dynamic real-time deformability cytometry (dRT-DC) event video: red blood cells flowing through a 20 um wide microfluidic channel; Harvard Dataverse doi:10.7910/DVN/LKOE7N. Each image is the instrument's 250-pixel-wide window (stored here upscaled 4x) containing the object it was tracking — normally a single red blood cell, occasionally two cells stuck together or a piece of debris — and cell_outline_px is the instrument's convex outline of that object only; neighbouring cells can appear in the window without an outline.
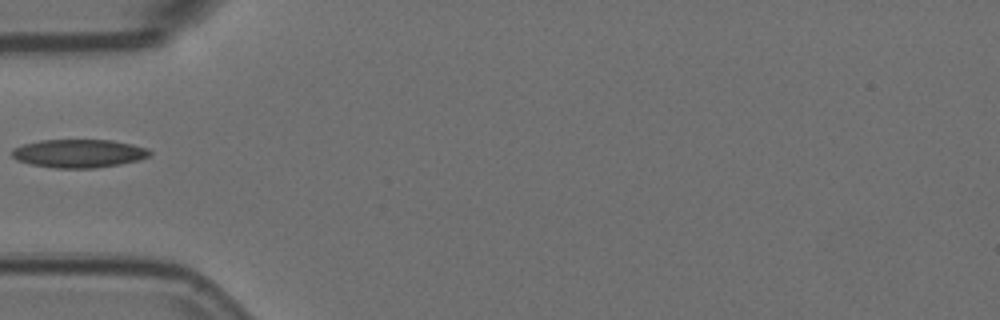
{"species": "Egyptian fruit bat (a non-hibernating species)", "species_latin": "Rousettus aegyptiacus", "temperature_condition": "room temperature", "stored_images_in_passage": 16, "camera_frame_rate_fps": 3000, "um_per_image_px": 0.085, "animal": {"sex": "female"}, "frame": {"image": 1, "passage_image": 1, "time_ms": 0.0, "image_size_px": [1000, 320], "cell_outline_px": [[152, 152], [148, 156], [140, 160], [120, 164], [92, 168], [56, 168], [32, 164], [16, 160], [12, 156], [12, 148], [24, 144], [40, 140], [112, 140], [132, 144], [148, 148]], "centroid_in_image_um": [6.71, 13.04], "position_along_channel_um": 78.3, "area_um2": 22.72}}
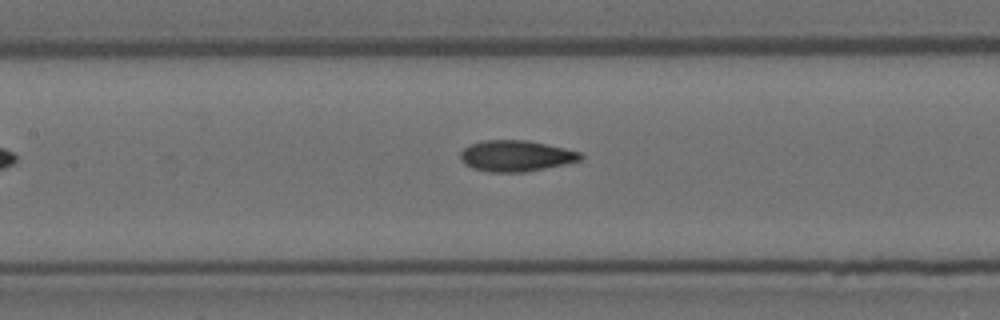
{"frame": {"image": 2, "passage_image": 8, "time_ms": 2.333, "image_size_px": [1000, 320], "cell_outline_px": [[584, 156], [580, 160], [564, 164], [524, 172], [488, 172], [472, 168], [464, 164], [460, 160], [460, 152], [468, 144], [484, 140], [528, 140], [564, 148], [580, 152]], "centroid_in_image_um": [43.8, 13.25], "position_along_channel_um": 163.6, "area_um2": 21.79}}
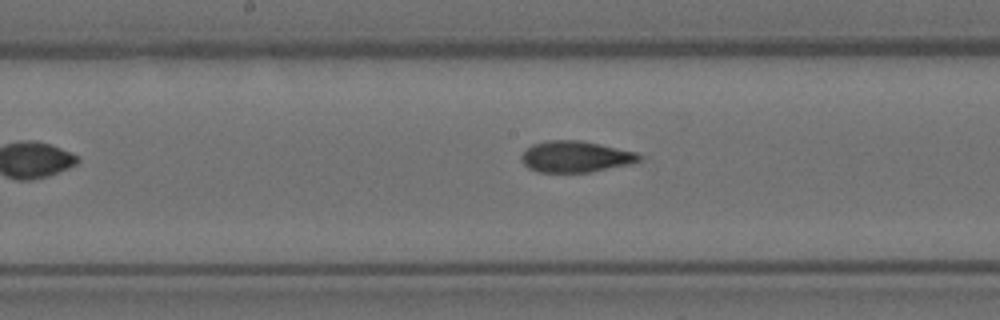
{"frame": {"image": 3, "passage_image": 11, "time_ms": 3.333, "image_size_px": [1000, 320], "cell_outline_px": [[640, 160], [632, 164], [588, 172], [540, 172], [528, 168], [524, 164], [520, 156], [532, 144], [548, 140], [580, 140], [600, 144], [636, 152], [640, 156]], "centroid_in_image_um": [48.91, 13.31], "position_along_channel_um": 199.3, "area_um2": 21.33}}